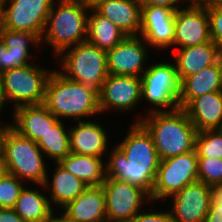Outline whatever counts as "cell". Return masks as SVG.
<instances>
[{"mask_svg":"<svg viewBox=\"0 0 222 222\" xmlns=\"http://www.w3.org/2000/svg\"><path fill=\"white\" fill-rule=\"evenodd\" d=\"M198 180L196 149L160 161L151 201L164 200L181 191L186 185Z\"/></svg>","mask_w":222,"mask_h":222,"instance_id":"cell-9","label":"cell"},{"mask_svg":"<svg viewBox=\"0 0 222 222\" xmlns=\"http://www.w3.org/2000/svg\"><path fill=\"white\" fill-rule=\"evenodd\" d=\"M179 1L182 2L183 0H139V3L141 4V6H163L167 8H172L176 11L177 9H179V6L177 5L179 4ZM187 1H190L191 3L193 2V0Z\"/></svg>","mask_w":222,"mask_h":222,"instance_id":"cell-36","label":"cell"},{"mask_svg":"<svg viewBox=\"0 0 222 222\" xmlns=\"http://www.w3.org/2000/svg\"><path fill=\"white\" fill-rule=\"evenodd\" d=\"M89 9H94L96 6H98L101 2L107 1V0H81Z\"/></svg>","mask_w":222,"mask_h":222,"instance_id":"cell-40","label":"cell"},{"mask_svg":"<svg viewBox=\"0 0 222 222\" xmlns=\"http://www.w3.org/2000/svg\"><path fill=\"white\" fill-rule=\"evenodd\" d=\"M198 180L205 185H222V159L197 157Z\"/></svg>","mask_w":222,"mask_h":222,"instance_id":"cell-32","label":"cell"},{"mask_svg":"<svg viewBox=\"0 0 222 222\" xmlns=\"http://www.w3.org/2000/svg\"><path fill=\"white\" fill-rule=\"evenodd\" d=\"M59 1L56 9L53 2L44 29L47 31H44L40 39L52 45L55 56L86 42L88 14L91 10L81 0Z\"/></svg>","mask_w":222,"mask_h":222,"instance_id":"cell-4","label":"cell"},{"mask_svg":"<svg viewBox=\"0 0 222 222\" xmlns=\"http://www.w3.org/2000/svg\"><path fill=\"white\" fill-rule=\"evenodd\" d=\"M59 163L87 186H100L105 181L106 166L101 157L70 153Z\"/></svg>","mask_w":222,"mask_h":222,"instance_id":"cell-26","label":"cell"},{"mask_svg":"<svg viewBox=\"0 0 222 222\" xmlns=\"http://www.w3.org/2000/svg\"><path fill=\"white\" fill-rule=\"evenodd\" d=\"M46 157L54 159L59 163L70 151V134L64 126L62 120H59L36 142Z\"/></svg>","mask_w":222,"mask_h":222,"instance_id":"cell-29","label":"cell"},{"mask_svg":"<svg viewBox=\"0 0 222 222\" xmlns=\"http://www.w3.org/2000/svg\"><path fill=\"white\" fill-rule=\"evenodd\" d=\"M56 165L51 184L47 175L44 183L38 187H42V190L50 189L51 206L53 201V205L64 208L81 195L88 186L81 179L67 171L60 163H56ZM45 186L46 188H44Z\"/></svg>","mask_w":222,"mask_h":222,"instance_id":"cell-25","label":"cell"},{"mask_svg":"<svg viewBox=\"0 0 222 222\" xmlns=\"http://www.w3.org/2000/svg\"><path fill=\"white\" fill-rule=\"evenodd\" d=\"M107 161L106 177L127 181L151 195L161 159L151 134L140 122L132 124Z\"/></svg>","mask_w":222,"mask_h":222,"instance_id":"cell-1","label":"cell"},{"mask_svg":"<svg viewBox=\"0 0 222 222\" xmlns=\"http://www.w3.org/2000/svg\"><path fill=\"white\" fill-rule=\"evenodd\" d=\"M193 2L206 9L213 8L217 6H222V0H193Z\"/></svg>","mask_w":222,"mask_h":222,"instance_id":"cell-38","label":"cell"},{"mask_svg":"<svg viewBox=\"0 0 222 222\" xmlns=\"http://www.w3.org/2000/svg\"><path fill=\"white\" fill-rule=\"evenodd\" d=\"M210 38L222 53V6L208 8Z\"/></svg>","mask_w":222,"mask_h":222,"instance_id":"cell-33","label":"cell"},{"mask_svg":"<svg viewBox=\"0 0 222 222\" xmlns=\"http://www.w3.org/2000/svg\"><path fill=\"white\" fill-rule=\"evenodd\" d=\"M211 198L208 213L214 217H222V185L211 186Z\"/></svg>","mask_w":222,"mask_h":222,"instance_id":"cell-35","label":"cell"},{"mask_svg":"<svg viewBox=\"0 0 222 222\" xmlns=\"http://www.w3.org/2000/svg\"><path fill=\"white\" fill-rule=\"evenodd\" d=\"M197 157L222 159V129L199 131L196 136Z\"/></svg>","mask_w":222,"mask_h":222,"instance_id":"cell-30","label":"cell"},{"mask_svg":"<svg viewBox=\"0 0 222 222\" xmlns=\"http://www.w3.org/2000/svg\"><path fill=\"white\" fill-rule=\"evenodd\" d=\"M7 101H6V99H5V96H4V91H3V89H2V87H1V84H0V111L2 110V107H3V105L6 103ZM1 114V113H0ZM1 116V115H0ZM2 125L0 124V130H2L3 128H6V127H9L10 125L8 124H6V126L5 125H3L2 127H1Z\"/></svg>","mask_w":222,"mask_h":222,"instance_id":"cell-41","label":"cell"},{"mask_svg":"<svg viewBox=\"0 0 222 222\" xmlns=\"http://www.w3.org/2000/svg\"><path fill=\"white\" fill-rule=\"evenodd\" d=\"M96 121H77L69 128L70 151L74 154L103 157L107 149V133Z\"/></svg>","mask_w":222,"mask_h":222,"instance_id":"cell-21","label":"cell"},{"mask_svg":"<svg viewBox=\"0 0 222 222\" xmlns=\"http://www.w3.org/2000/svg\"><path fill=\"white\" fill-rule=\"evenodd\" d=\"M13 209L27 222H48L54 212L49 198L27 187L21 190Z\"/></svg>","mask_w":222,"mask_h":222,"instance_id":"cell-28","label":"cell"},{"mask_svg":"<svg viewBox=\"0 0 222 222\" xmlns=\"http://www.w3.org/2000/svg\"><path fill=\"white\" fill-rule=\"evenodd\" d=\"M204 222H222V217H214L208 213Z\"/></svg>","mask_w":222,"mask_h":222,"instance_id":"cell-42","label":"cell"},{"mask_svg":"<svg viewBox=\"0 0 222 222\" xmlns=\"http://www.w3.org/2000/svg\"><path fill=\"white\" fill-rule=\"evenodd\" d=\"M53 2L54 0H2L0 26L11 31L33 33L41 39Z\"/></svg>","mask_w":222,"mask_h":222,"instance_id":"cell-10","label":"cell"},{"mask_svg":"<svg viewBox=\"0 0 222 222\" xmlns=\"http://www.w3.org/2000/svg\"><path fill=\"white\" fill-rule=\"evenodd\" d=\"M2 0H0V11H1Z\"/></svg>","mask_w":222,"mask_h":222,"instance_id":"cell-44","label":"cell"},{"mask_svg":"<svg viewBox=\"0 0 222 222\" xmlns=\"http://www.w3.org/2000/svg\"><path fill=\"white\" fill-rule=\"evenodd\" d=\"M59 71L53 70L47 80L43 102L46 108L59 120L72 117L81 121V117L100 113L98 92L69 80Z\"/></svg>","mask_w":222,"mask_h":222,"instance_id":"cell-3","label":"cell"},{"mask_svg":"<svg viewBox=\"0 0 222 222\" xmlns=\"http://www.w3.org/2000/svg\"><path fill=\"white\" fill-rule=\"evenodd\" d=\"M134 122H140L151 134L161 160L195 149L198 131L184 108L152 112Z\"/></svg>","mask_w":222,"mask_h":222,"instance_id":"cell-2","label":"cell"},{"mask_svg":"<svg viewBox=\"0 0 222 222\" xmlns=\"http://www.w3.org/2000/svg\"><path fill=\"white\" fill-rule=\"evenodd\" d=\"M222 91V58L180 82L179 108H186L195 98Z\"/></svg>","mask_w":222,"mask_h":222,"instance_id":"cell-19","label":"cell"},{"mask_svg":"<svg viewBox=\"0 0 222 222\" xmlns=\"http://www.w3.org/2000/svg\"><path fill=\"white\" fill-rule=\"evenodd\" d=\"M0 222H27L13 208H0Z\"/></svg>","mask_w":222,"mask_h":222,"instance_id":"cell-37","label":"cell"},{"mask_svg":"<svg viewBox=\"0 0 222 222\" xmlns=\"http://www.w3.org/2000/svg\"><path fill=\"white\" fill-rule=\"evenodd\" d=\"M221 58L222 53L212 40L202 45L178 49L174 61L180 82L204 67L217 63Z\"/></svg>","mask_w":222,"mask_h":222,"instance_id":"cell-23","label":"cell"},{"mask_svg":"<svg viewBox=\"0 0 222 222\" xmlns=\"http://www.w3.org/2000/svg\"><path fill=\"white\" fill-rule=\"evenodd\" d=\"M0 147L5 171L20 180L43 184L47 177L43 152L36 142L21 136L10 126L0 130Z\"/></svg>","mask_w":222,"mask_h":222,"instance_id":"cell-5","label":"cell"},{"mask_svg":"<svg viewBox=\"0 0 222 222\" xmlns=\"http://www.w3.org/2000/svg\"><path fill=\"white\" fill-rule=\"evenodd\" d=\"M185 110L198 132L222 129V91L195 98Z\"/></svg>","mask_w":222,"mask_h":222,"instance_id":"cell-24","label":"cell"},{"mask_svg":"<svg viewBox=\"0 0 222 222\" xmlns=\"http://www.w3.org/2000/svg\"><path fill=\"white\" fill-rule=\"evenodd\" d=\"M40 42L33 33L11 31L0 26V74L30 64L27 60L33 56L29 54L28 45L39 46Z\"/></svg>","mask_w":222,"mask_h":222,"instance_id":"cell-17","label":"cell"},{"mask_svg":"<svg viewBox=\"0 0 222 222\" xmlns=\"http://www.w3.org/2000/svg\"><path fill=\"white\" fill-rule=\"evenodd\" d=\"M62 209L63 214L75 222H107L106 196L102 185L88 186Z\"/></svg>","mask_w":222,"mask_h":222,"instance_id":"cell-20","label":"cell"},{"mask_svg":"<svg viewBox=\"0 0 222 222\" xmlns=\"http://www.w3.org/2000/svg\"><path fill=\"white\" fill-rule=\"evenodd\" d=\"M170 197L174 222H204L212 201L211 186L197 180Z\"/></svg>","mask_w":222,"mask_h":222,"instance_id":"cell-14","label":"cell"},{"mask_svg":"<svg viewBox=\"0 0 222 222\" xmlns=\"http://www.w3.org/2000/svg\"><path fill=\"white\" fill-rule=\"evenodd\" d=\"M146 41L140 36H127L118 45L106 52L107 69L112 75L141 77L146 71L148 50Z\"/></svg>","mask_w":222,"mask_h":222,"instance_id":"cell-15","label":"cell"},{"mask_svg":"<svg viewBox=\"0 0 222 222\" xmlns=\"http://www.w3.org/2000/svg\"><path fill=\"white\" fill-rule=\"evenodd\" d=\"M68 49H70L68 52H62L59 55L60 66L64 71L61 74L69 80L82 83L99 93L103 82L109 75L106 51L88 42L74 45Z\"/></svg>","mask_w":222,"mask_h":222,"instance_id":"cell-6","label":"cell"},{"mask_svg":"<svg viewBox=\"0 0 222 222\" xmlns=\"http://www.w3.org/2000/svg\"><path fill=\"white\" fill-rule=\"evenodd\" d=\"M5 172L4 161H3V153L0 147V176Z\"/></svg>","mask_w":222,"mask_h":222,"instance_id":"cell-43","label":"cell"},{"mask_svg":"<svg viewBox=\"0 0 222 222\" xmlns=\"http://www.w3.org/2000/svg\"><path fill=\"white\" fill-rule=\"evenodd\" d=\"M90 11L92 14L88 17L86 42L107 52L127 37L108 18L100 15L95 9Z\"/></svg>","mask_w":222,"mask_h":222,"instance_id":"cell-27","label":"cell"},{"mask_svg":"<svg viewBox=\"0 0 222 222\" xmlns=\"http://www.w3.org/2000/svg\"><path fill=\"white\" fill-rule=\"evenodd\" d=\"M179 96L180 80L175 64L161 62L146 68L141 76V97H144L152 107L157 106L148 112L168 111L165 108L177 110Z\"/></svg>","mask_w":222,"mask_h":222,"instance_id":"cell-8","label":"cell"},{"mask_svg":"<svg viewBox=\"0 0 222 222\" xmlns=\"http://www.w3.org/2000/svg\"><path fill=\"white\" fill-rule=\"evenodd\" d=\"M127 222H174L170 212H147L141 211Z\"/></svg>","mask_w":222,"mask_h":222,"instance_id":"cell-34","label":"cell"},{"mask_svg":"<svg viewBox=\"0 0 222 222\" xmlns=\"http://www.w3.org/2000/svg\"><path fill=\"white\" fill-rule=\"evenodd\" d=\"M102 187L106 196L107 222H127L141 212L146 199L151 200L144 189L127 181L106 177Z\"/></svg>","mask_w":222,"mask_h":222,"instance_id":"cell-11","label":"cell"},{"mask_svg":"<svg viewBox=\"0 0 222 222\" xmlns=\"http://www.w3.org/2000/svg\"><path fill=\"white\" fill-rule=\"evenodd\" d=\"M141 7L139 0H107L94 9L113 22L126 36H138Z\"/></svg>","mask_w":222,"mask_h":222,"instance_id":"cell-22","label":"cell"},{"mask_svg":"<svg viewBox=\"0 0 222 222\" xmlns=\"http://www.w3.org/2000/svg\"><path fill=\"white\" fill-rule=\"evenodd\" d=\"M22 183V180L6 171L0 176V208L15 207L24 188Z\"/></svg>","mask_w":222,"mask_h":222,"instance_id":"cell-31","label":"cell"},{"mask_svg":"<svg viewBox=\"0 0 222 222\" xmlns=\"http://www.w3.org/2000/svg\"><path fill=\"white\" fill-rule=\"evenodd\" d=\"M62 215L58 217H56L54 214H52L51 218L49 219L48 222H75L71 219H69L66 215H64L63 213H61Z\"/></svg>","mask_w":222,"mask_h":222,"instance_id":"cell-39","label":"cell"},{"mask_svg":"<svg viewBox=\"0 0 222 222\" xmlns=\"http://www.w3.org/2000/svg\"><path fill=\"white\" fill-rule=\"evenodd\" d=\"M38 66L30 63L0 74L5 99L15 102L14 108L44 102L46 83L52 71Z\"/></svg>","mask_w":222,"mask_h":222,"instance_id":"cell-7","label":"cell"},{"mask_svg":"<svg viewBox=\"0 0 222 222\" xmlns=\"http://www.w3.org/2000/svg\"><path fill=\"white\" fill-rule=\"evenodd\" d=\"M211 41L208 10L194 2L177 9L174 18L173 45L179 48L202 45Z\"/></svg>","mask_w":222,"mask_h":222,"instance_id":"cell-12","label":"cell"},{"mask_svg":"<svg viewBox=\"0 0 222 222\" xmlns=\"http://www.w3.org/2000/svg\"><path fill=\"white\" fill-rule=\"evenodd\" d=\"M10 127L21 136L37 142L59 119L41 104L23 105L14 109Z\"/></svg>","mask_w":222,"mask_h":222,"instance_id":"cell-18","label":"cell"},{"mask_svg":"<svg viewBox=\"0 0 222 222\" xmlns=\"http://www.w3.org/2000/svg\"><path fill=\"white\" fill-rule=\"evenodd\" d=\"M98 96L100 113L112 109L129 111L142 100L141 77L109 74Z\"/></svg>","mask_w":222,"mask_h":222,"instance_id":"cell-13","label":"cell"},{"mask_svg":"<svg viewBox=\"0 0 222 222\" xmlns=\"http://www.w3.org/2000/svg\"><path fill=\"white\" fill-rule=\"evenodd\" d=\"M175 14L172 8L142 6L140 37L151 47L167 49L173 46Z\"/></svg>","mask_w":222,"mask_h":222,"instance_id":"cell-16","label":"cell"}]
</instances>
